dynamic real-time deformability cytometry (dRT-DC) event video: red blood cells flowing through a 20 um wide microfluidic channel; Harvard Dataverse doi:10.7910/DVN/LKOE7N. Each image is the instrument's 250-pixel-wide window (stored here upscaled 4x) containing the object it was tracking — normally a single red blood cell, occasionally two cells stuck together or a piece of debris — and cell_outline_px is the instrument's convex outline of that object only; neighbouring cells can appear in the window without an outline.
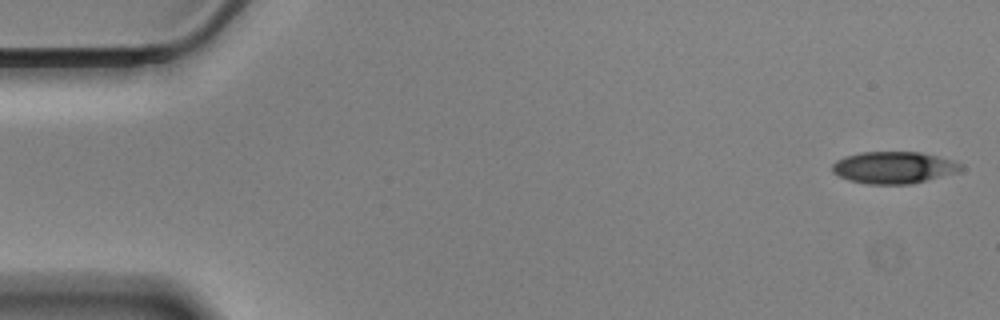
{"species": "Egyptian fruit bat (a non-hibernating species)", "species_latin": "Rousettus aegyptiacus", "temperature_condition": "cold", "stored_images_in_passage": 57, "camera_frame_rate_fps": 3000, "um_per_image_px": 0.085, "animal": {"sex": "male"}, "frame": {"image": 1, "passage_image": 1, "time_ms": 0.0, "image_size_px": [1000, 320], "cell_outline_px": [[964, 168], [960, 172], [912, 184], [868, 184], [848, 180], [832, 172], [832, 164], [836, 160], [844, 156], [860, 152], [920, 152], [952, 160], [964, 164]], "centroid_in_image_um": [75.99, 14.24], "position_along_channel_um": 9.0, "area_um2": 24.16}}
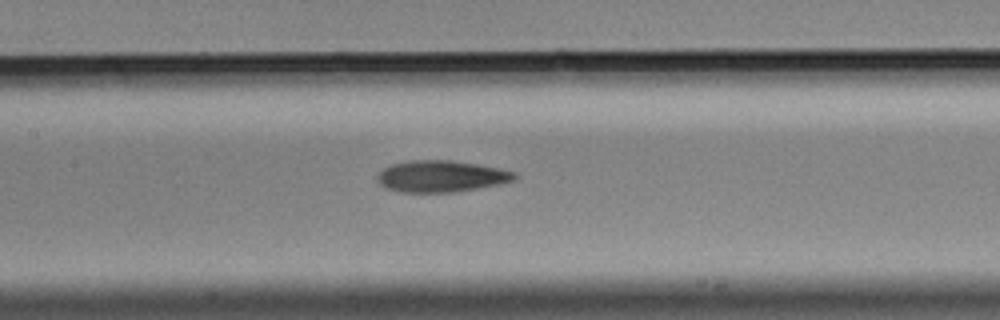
{"frame": {"image": 2, "passage_image": 26, "time_ms": 8.333, "image_size_px": [1000, 320], "cell_outline_px": [[520, 176], [516, 180], [500, 184], [456, 192], [400, 192], [388, 188], [380, 184], [376, 180], [376, 176], [384, 168], [392, 164], [408, 160], [452, 160], [500, 168], [516, 172]], "centroid_in_image_um": [37.54, 14.98], "position_along_channel_um": 169.9, "area_um2": 25.43}}
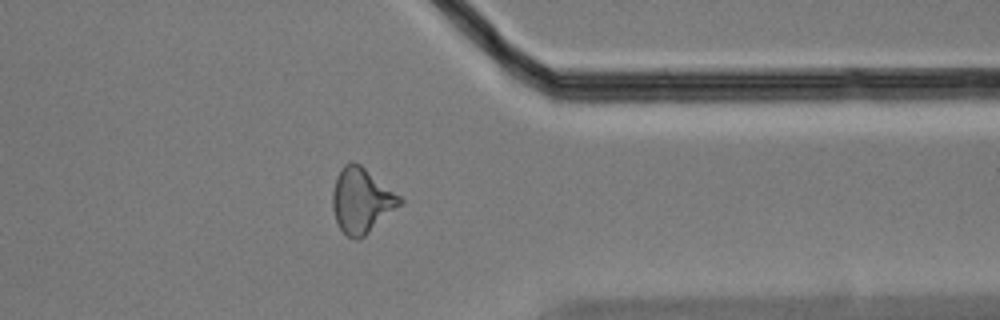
{"frame": {"image": 3, "passage_image": 45, "time_ms": 14.667, "image_size_px": [1000, 320], "cell_outline_px": [[404, 200], [400, 204], [360, 240], [356, 240], [348, 236], [340, 228], [336, 220], [332, 208], [332, 192], [336, 176], [340, 168], [344, 164], [352, 160], [360, 164], [400, 196]], "centroid_in_image_um": [30.68, 17.02], "position_along_channel_um": 380.7, "area_um2": 25.2}, "authors_computed_cell_mechanics": {"area_um2": 24.7962, "velocity_mm_per_s": 3.4634, "shape_relaxation_time_tau1_ms": 8.7924, "shape_relaxation_time_tau2_ms": 7.0555, "deformation_change_tau1": 0.1952, "deformation_change_tau2": 0.1726}}